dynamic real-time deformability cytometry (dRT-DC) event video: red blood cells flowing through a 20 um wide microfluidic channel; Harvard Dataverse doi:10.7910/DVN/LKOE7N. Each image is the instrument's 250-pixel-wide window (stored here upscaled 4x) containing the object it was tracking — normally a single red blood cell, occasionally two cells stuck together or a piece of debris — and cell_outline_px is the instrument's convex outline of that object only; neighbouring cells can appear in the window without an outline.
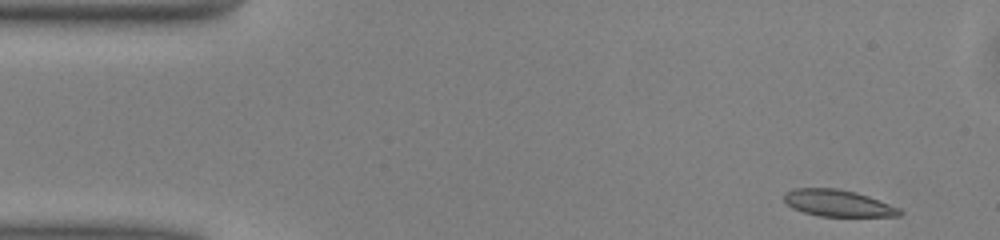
{"species": "common noctule bat (a hibernating species)", "species_latin": "Nyctalus noctula", "temperature_condition": "warm", "stored_images_in_passage": 48, "segment_of_instrument_passage": [1, 2], "camera_frame_rate_fps": 3000, "um_per_image_px": 0.085, "animal": {"sex": "male", "body_mass_g": 13.0, "forearm_length_mm": 53.1}, "frame": {"image": 1, "passage_image": 1, "time_ms": 0.0, "image_size_px": [1000, 240], "cell_outline_px": [[904, 212], [900, 216], [820, 216], [804, 212], [792, 208], [784, 200], [784, 192], [796, 188], [836, 188], [856, 192], [868, 196], [900, 208]], "centroid_in_image_um": [71.23, 17.26], "position_along_channel_um": 13.8, "area_um2": 17.92}}
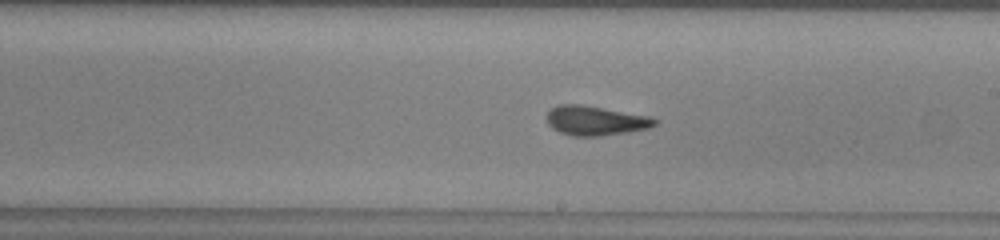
{"frame": {"image": 2, "passage_image": 25, "time_ms": 8.0, "image_size_px": [1000, 240], "cell_outline_px": [[660, 120], [656, 124], [648, 128], [628, 132], [600, 136], [572, 136], [560, 132], [552, 128], [548, 124], [548, 112], [552, 108], [560, 104], [580, 104], [652, 116]], "centroid_in_image_um": [50.66, 10.25], "position_along_channel_um": 238.3, "area_um2": 18.61}}
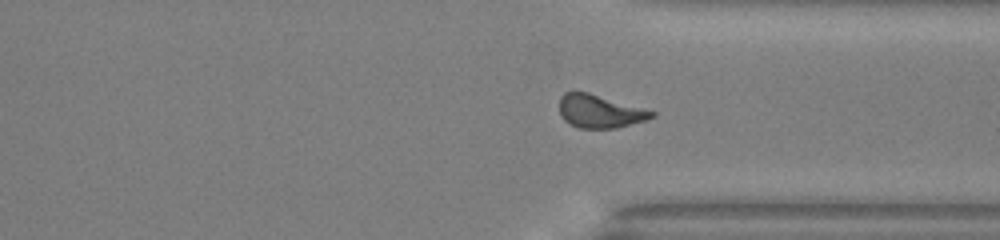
{"frame": {"image": 3, "passage_image": 34, "time_ms": 11.0, "image_size_px": [1000, 240], "cell_outline_px": [[656, 116], [644, 120], [616, 128], [580, 128], [568, 124], [560, 116], [560, 96], [564, 92], [588, 92], [656, 112]], "centroid_in_image_um": [50.94, 9.46], "position_along_channel_um": 360.5, "area_um2": 17.69}}